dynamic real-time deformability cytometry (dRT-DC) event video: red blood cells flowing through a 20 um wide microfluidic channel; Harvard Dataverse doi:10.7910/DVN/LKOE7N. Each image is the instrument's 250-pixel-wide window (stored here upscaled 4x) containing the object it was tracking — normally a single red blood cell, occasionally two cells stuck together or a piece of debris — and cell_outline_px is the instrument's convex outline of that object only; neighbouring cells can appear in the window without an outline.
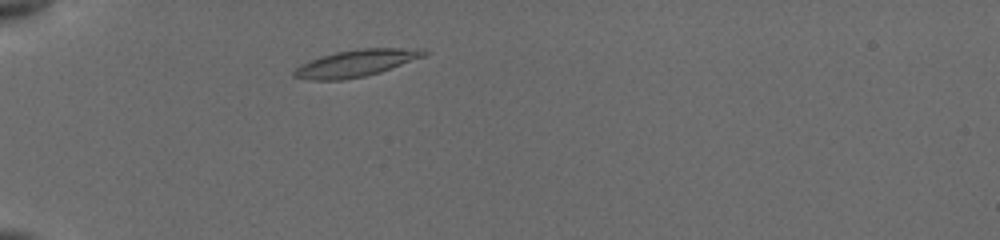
{"species": "common noctule bat (a hibernating species)", "species_latin": "Nyctalus noctula", "temperature_condition": "cold", "stored_images_in_passage": 46, "camera_frame_rate_fps": 3000, "um_per_image_px": 0.085, "animal": {"sex": "female", "body_mass_g": 19.5, "forearm_length_mm": 54.1}, "frame": {"image": 1, "passage_image": 1, "time_ms": 0.0, "image_size_px": [1000, 240], "cell_outline_px": [[428, 52], [424, 56], [380, 72], [364, 76], [344, 80], [308, 80], [292, 76], [292, 72], [300, 64], [308, 60], [320, 56], [336, 52], [364, 48], [424, 48]], "centroid_in_image_um": [30.22, 5.37], "position_along_channel_um": 54.8, "area_um2": 20.4}}
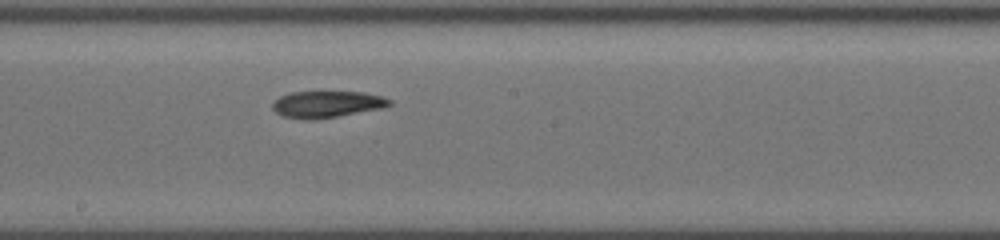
{"frame": {"image": 2, "passage_image": 23, "time_ms": 5.0, "image_size_px": [1000, 240], "cell_outline_px": [[392, 104], [384, 108], [312, 120], [304, 120], [284, 116], [276, 112], [272, 108], [272, 104], [280, 96], [292, 92], [364, 92], [384, 96], [392, 100]], "centroid_in_image_um": [27.83, 8.86], "position_along_channel_um": 220.4, "area_um2": 18.15}}
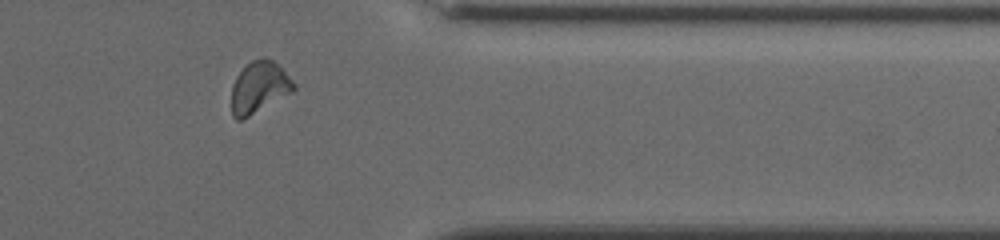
{"frame": {"image": 3, "passage_image": 40, "time_ms": 9.667, "image_size_px": [1000, 240], "cell_outline_px": [[296, 88], [292, 92], [248, 116], [240, 120], [236, 120], [232, 116], [232, 84], [236, 76], [252, 60], [260, 56], [264, 56], [272, 60], [296, 84]], "centroid_in_image_um": [22.01, 7.4], "position_along_channel_um": 389.4, "area_um2": 18.38}, "authors_computed_cell_mechanics": {"area_um2": 18.4382, "velocity_mm_per_s": 3.7708, "shape_relaxation_time_tau1_ms": null, "shape_relaxation_time_tau2_ms": 6.2768, "deformation_change_tau1": null, "deformation_change_tau2": 0.121}}